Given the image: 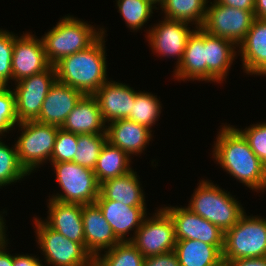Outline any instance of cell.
<instances>
[{
	"mask_svg": "<svg viewBox=\"0 0 266 266\" xmlns=\"http://www.w3.org/2000/svg\"><path fill=\"white\" fill-rule=\"evenodd\" d=\"M144 256L130 242H120L113 248L100 253L94 263L97 266H143Z\"/></svg>",
	"mask_w": 266,
	"mask_h": 266,
	"instance_id": "cell-29",
	"label": "cell"
},
{
	"mask_svg": "<svg viewBox=\"0 0 266 266\" xmlns=\"http://www.w3.org/2000/svg\"><path fill=\"white\" fill-rule=\"evenodd\" d=\"M187 208L218 226L223 232L234 227L246 213L230 192L208 180H201Z\"/></svg>",
	"mask_w": 266,
	"mask_h": 266,
	"instance_id": "cell-4",
	"label": "cell"
},
{
	"mask_svg": "<svg viewBox=\"0 0 266 266\" xmlns=\"http://www.w3.org/2000/svg\"><path fill=\"white\" fill-rule=\"evenodd\" d=\"M98 102L93 95H83L60 127L77 135L107 134Z\"/></svg>",
	"mask_w": 266,
	"mask_h": 266,
	"instance_id": "cell-21",
	"label": "cell"
},
{
	"mask_svg": "<svg viewBox=\"0 0 266 266\" xmlns=\"http://www.w3.org/2000/svg\"><path fill=\"white\" fill-rule=\"evenodd\" d=\"M238 130L246 138L252 151L266 166V123H257L244 130Z\"/></svg>",
	"mask_w": 266,
	"mask_h": 266,
	"instance_id": "cell-37",
	"label": "cell"
},
{
	"mask_svg": "<svg viewBox=\"0 0 266 266\" xmlns=\"http://www.w3.org/2000/svg\"><path fill=\"white\" fill-rule=\"evenodd\" d=\"M210 4L200 28L211 35L229 39L238 46L245 39L255 20L254 13L215 1Z\"/></svg>",
	"mask_w": 266,
	"mask_h": 266,
	"instance_id": "cell-9",
	"label": "cell"
},
{
	"mask_svg": "<svg viewBox=\"0 0 266 266\" xmlns=\"http://www.w3.org/2000/svg\"><path fill=\"white\" fill-rule=\"evenodd\" d=\"M208 0H165L160 8L164 11V18L169 20L185 21L202 26L207 11Z\"/></svg>",
	"mask_w": 266,
	"mask_h": 266,
	"instance_id": "cell-28",
	"label": "cell"
},
{
	"mask_svg": "<svg viewBox=\"0 0 266 266\" xmlns=\"http://www.w3.org/2000/svg\"><path fill=\"white\" fill-rule=\"evenodd\" d=\"M136 94L137 91L125 83L108 80L93 96L98 102L104 122L108 124L126 119L132 113V103Z\"/></svg>",
	"mask_w": 266,
	"mask_h": 266,
	"instance_id": "cell-15",
	"label": "cell"
},
{
	"mask_svg": "<svg viewBox=\"0 0 266 266\" xmlns=\"http://www.w3.org/2000/svg\"><path fill=\"white\" fill-rule=\"evenodd\" d=\"M82 221L85 248L95 259L102 250L107 251L121 241L115 236L112 227L105 220L96 203L83 205Z\"/></svg>",
	"mask_w": 266,
	"mask_h": 266,
	"instance_id": "cell-16",
	"label": "cell"
},
{
	"mask_svg": "<svg viewBox=\"0 0 266 266\" xmlns=\"http://www.w3.org/2000/svg\"><path fill=\"white\" fill-rule=\"evenodd\" d=\"M29 32L16 36L12 54V81L32 76L47 70L49 64L42 39L35 38Z\"/></svg>",
	"mask_w": 266,
	"mask_h": 266,
	"instance_id": "cell-14",
	"label": "cell"
},
{
	"mask_svg": "<svg viewBox=\"0 0 266 266\" xmlns=\"http://www.w3.org/2000/svg\"><path fill=\"white\" fill-rule=\"evenodd\" d=\"M48 216L42 220L47 226L73 242L85 247L84 228L81 204L63 203L54 199L48 200Z\"/></svg>",
	"mask_w": 266,
	"mask_h": 266,
	"instance_id": "cell-18",
	"label": "cell"
},
{
	"mask_svg": "<svg viewBox=\"0 0 266 266\" xmlns=\"http://www.w3.org/2000/svg\"><path fill=\"white\" fill-rule=\"evenodd\" d=\"M105 32L102 28V36L89 48L57 62L54 65L56 80L77 89L83 95H93L107 82Z\"/></svg>",
	"mask_w": 266,
	"mask_h": 266,
	"instance_id": "cell-2",
	"label": "cell"
},
{
	"mask_svg": "<svg viewBox=\"0 0 266 266\" xmlns=\"http://www.w3.org/2000/svg\"><path fill=\"white\" fill-rule=\"evenodd\" d=\"M242 57V66L248 75H263L266 73V19H258L245 39L238 45Z\"/></svg>",
	"mask_w": 266,
	"mask_h": 266,
	"instance_id": "cell-22",
	"label": "cell"
},
{
	"mask_svg": "<svg viewBox=\"0 0 266 266\" xmlns=\"http://www.w3.org/2000/svg\"><path fill=\"white\" fill-rule=\"evenodd\" d=\"M238 46L229 39L211 35L204 31L205 64L207 81L221 83L227 78Z\"/></svg>",
	"mask_w": 266,
	"mask_h": 266,
	"instance_id": "cell-20",
	"label": "cell"
},
{
	"mask_svg": "<svg viewBox=\"0 0 266 266\" xmlns=\"http://www.w3.org/2000/svg\"><path fill=\"white\" fill-rule=\"evenodd\" d=\"M51 165L54 167L56 180L63 193H57L49 199L81 205L95 203L99 196L100 184L92 169L73 161L51 163Z\"/></svg>",
	"mask_w": 266,
	"mask_h": 266,
	"instance_id": "cell-7",
	"label": "cell"
},
{
	"mask_svg": "<svg viewBox=\"0 0 266 266\" xmlns=\"http://www.w3.org/2000/svg\"><path fill=\"white\" fill-rule=\"evenodd\" d=\"M78 135L62 130H58L56 135L54 150L51 156V163L71 162L77 152Z\"/></svg>",
	"mask_w": 266,
	"mask_h": 266,
	"instance_id": "cell-35",
	"label": "cell"
},
{
	"mask_svg": "<svg viewBox=\"0 0 266 266\" xmlns=\"http://www.w3.org/2000/svg\"><path fill=\"white\" fill-rule=\"evenodd\" d=\"M8 240L0 243V266H13V256L6 252Z\"/></svg>",
	"mask_w": 266,
	"mask_h": 266,
	"instance_id": "cell-42",
	"label": "cell"
},
{
	"mask_svg": "<svg viewBox=\"0 0 266 266\" xmlns=\"http://www.w3.org/2000/svg\"><path fill=\"white\" fill-rule=\"evenodd\" d=\"M35 233L45 262L53 266H92L93 256L78 242H73L47 226L41 218H34Z\"/></svg>",
	"mask_w": 266,
	"mask_h": 266,
	"instance_id": "cell-8",
	"label": "cell"
},
{
	"mask_svg": "<svg viewBox=\"0 0 266 266\" xmlns=\"http://www.w3.org/2000/svg\"><path fill=\"white\" fill-rule=\"evenodd\" d=\"M95 203L121 242L131 241L147 216L146 207H130L113 200H96ZM132 229H135L134 235L127 238Z\"/></svg>",
	"mask_w": 266,
	"mask_h": 266,
	"instance_id": "cell-19",
	"label": "cell"
},
{
	"mask_svg": "<svg viewBox=\"0 0 266 266\" xmlns=\"http://www.w3.org/2000/svg\"><path fill=\"white\" fill-rule=\"evenodd\" d=\"M215 2L233 8L247 10L254 13L255 0H214Z\"/></svg>",
	"mask_w": 266,
	"mask_h": 266,
	"instance_id": "cell-40",
	"label": "cell"
},
{
	"mask_svg": "<svg viewBox=\"0 0 266 266\" xmlns=\"http://www.w3.org/2000/svg\"><path fill=\"white\" fill-rule=\"evenodd\" d=\"M130 156L119 147L106 141L93 169L98 183L130 172Z\"/></svg>",
	"mask_w": 266,
	"mask_h": 266,
	"instance_id": "cell-27",
	"label": "cell"
},
{
	"mask_svg": "<svg viewBox=\"0 0 266 266\" xmlns=\"http://www.w3.org/2000/svg\"><path fill=\"white\" fill-rule=\"evenodd\" d=\"M254 16L258 19H266V0H255Z\"/></svg>",
	"mask_w": 266,
	"mask_h": 266,
	"instance_id": "cell-43",
	"label": "cell"
},
{
	"mask_svg": "<svg viewBox=\"0 0 266 266\" xmlns=\"http://www.w3.org/2000/svg\"><path fill=\"white\" fill-rule=\"evenodd\" d=\"M148 1H150L155 6V4L161 5L165 0H148Z\"/></svg>",
	"mask_w": 266,
	"mask_h": 266,
	"instance_id": "cell-45",
	"label": "cell"
},
{
	"mask_svg": "<svg viewBox=\"0 0 266 266\" xmlns=\"http://www.w3.org/2000/svg\"><path fill=\"white\" fill-rule=\"evenodd\" d=\"M152 130L128 119L110 122L106 127L107 141L131 155L143 153L152 139Z\"/></svg>",
	"mask_w": 266,
	"mask_h": 266,
	"instance_id": "cell-23",
	"label": "cell"
},
{
	"mask_svg": "<svg viewBox=\"0 0 266 266\" xmlns=\"http://www.w3.org/2000/svg\"><path fill=\"white\" fill-rule=\"evenodd\" d=\"M116 4L127 27L133 31L141 29L152 16L153 9H158L148 0H117Z\"/></svg>",
	"mask_w": 266,
	"mask_h": 266,
	"instance_id": "cell-31",
	"label": "cell"
},
{
	"mask_svg": "<svg viewBox=\"0 0 266 266\" xmlns=\"http://www.w3.org/2000/svg\"><path fill=\"white\" fill-rule=\"evenodd\" d=\"M212 153L221 168L240 183L252 191L266 190V166L238 128L225 124L217 134Z\"/></svg>",
	"mask_w": 266,
	"mask_h": 266,
	"instance_id": "cell-1",
	"label": "cell"
},
{
	"mask_svg": "<svg viewBox=\"0 0 266 266\" xmlns=\"http://www.w3.org/2000/svg\"><path fill=\"white\" fill-rule=\"evenodd\" d=\"M169 214L176 240H199L213 246H224V232L208 220L193 213L187 207H163Z\"/></svg>",
	"mask_w": 266,
	"mask_h": 266,
	"instance_id": "cell-12",
	"label": "cell"
},
{
	"mask_svg": "<svg viewBox=\"0 0 266 266\" xmlns=\"http://www.w3.org/2000/svg\"><path fill=\"white\" fill-rule=\"evenodd\" d=\"M1 140V137H0ZM29 175L18 160L16 145L11 148L0 141V188L16 183Z\"/></svg>",
	"mask_w": 266,
	"mask_h": 266,
	"instance_id": "cell-33",
	"label": "cell"
},
{
	"mask_svg": "<svg viewBox=\"0 0 266 266\" xmlns=\"http://www.w3.org/2000/svg\"><path fill=\"white\" fill-rule=\"evenodd\" d=\"M266 257V218L247 216L224 232L223 261Z\"/></svg>",
	"mask_w": 266,
	"mask_h": 266,
	"instance_id": "cell-5",
	"label": "cell"
},
{
	"mask_svg": "<svg viewBox=\"0 0 266 266\" xmlns=\"http://www.w3.org/2000/svg\"><path fill=\"white\" fill-rule=\"evenodd\" d=\"M3 218V215L0 213V243L6 240V228H5V222Z\"/></svg>",
	"mask_w": 266,
	"mask_h": 266,
	"instance_id": "cell-44",
	"label": "cell"
},
{
	"mask_svg": "<svg viewBox=\"0 0 266 266\" xmlns=\"http://www.w3.org/2000/svg\"><path fill=\"white\" fill-rule=\"evenodd\" d=\"M106 141L107 134L78 135L77 152L73 162L93 170Z\"/></svg>",
	"mask_w": 266,
	"mask_h": 266,
	"instance_id": "cell-32",
	"label": "cell"
},
{
	"mask_svg": "<svg viewBox=\"0 0 266 266\" xmlns=\"http://www.w3.org/2000/svg\"><path fill=\"white\" fill-rule=\"evenodd\" d=\"M82 96L77 89L55 80L36 121L61 127Z\"/></svg>",
	"mask_w": 266,
	"mask_h": 266,
	"instance_id": "cell-17",
	"label": "cell"
},
{
	"mask_svg": "<svg viewBox=\"0 0 266 266\" xmlns=\"http://www.w3.org/2000/svg\"><path fill=\"white\" fill-rule=\"evenodd\" d=\"M13 266H45L36 256L18 254L13 256Z\"/></svg>",
	"mask_w": 266,
	"mask_h": 266,
	"instance_id": "cell-41",
	"label": "cell"
},
{
	"mask_svg": "<svg viewBox=\"0 0 266 266\" xmlns=\"http://www.w3.org/2000/svg\"><path fill=\"white\" fill-rule=\"evenodd\" d=\"M177 80L207 81V66L205 64L204 30L195 28L187 40L184 56L174 70Z\"/></svg>",
	"mask_w": 266,
	"mask_h": 266,
	"instance_id": "cell-25",
	"label": "cell"
},
{
	"mask_svg": "<svg viewBox=\"0 0 266 266\" xmlns=\"http://www.w3.org/2000/svg\"><path fill=\"white\" fill-rule=\"evenodd\" d=\"M102 36L87 22L73 16L62 17L55 27L41 37L47 60L54 66L61 59L93 45Z\"/></svg>",
	"mask_w": 266,
	"mask_h": 266,
	"instance_id": "cell-3",
	"label": "cell"
},
{
	"mask_svg": "<svg viewBox=\"0 0 266 266\" xmlns=\"http://www.w3.org/2000/svg\"><path fill=\"white\" fill-rule=\"evenodd\" d=\"M156 211L150 218L145 217L130 241L145 258L174 251L177 241L169 214L163 208Z\"/></svg>",
	"mask_w": 266,
	"mask_h": 266,
	"instance_id": "cell-10",
	"label": "cell"
},
{
	"mask_svg": "<svg viewBox=\"0 0 266 266\" xmlns=\"http://www.w3.org/2000/svg\"><path fill=\"white\" fill-rule=\"evenodd\" d=\"M18 124L14 92L9 87H0V135L15 129L13 127Z\"/></svg>",
	"mask_w": 266,
	"mask_h": 266,
	"instance_id": "cell-36",
	"label": "cell"
},
{
	"mask_svg": "<svg viewBox=\"0 0 266 266\" xmlns=\"http://www.w3.org/2000/svg\"><path fill=\"white\" fill-rule=\"evenodd\" d=\"M56 80L54 66L15 83V112L18 123L36 121L51 85Z\"/></svg>",
	"mask_w": 266,
	"mask_h": 266,
	"instance_id": "cell-11",
	"label": "cell"
},
{
	"mask_svg": "<svg viewBox=\"0 0 266 266\" xmlns=\"http://www.w3.org/2000/svg\"><path fill=\"white\" fill-rule=\"evenodd\" d=\"M143 266H180L174 251L144 258Z\"/></svg>",
	"mask_w": 266,
	"mask_h": 266,
	"instance_id": "cell-38",
	"label": "cell"
},
{
	"mask_svg": "<svg viewBox=\"0 0 266 266\" xmlns=\"http://www.w3.org/2000/svg\"><path fill=\"white\" fill-rule=\"evenodd\" d=\"M224 246H213L199 240H177L174 252L180 266H222Z\"/></svg>",
	"mask_w": 266,
	"mask_h": 266,
	"instance_id": "cell-26",
	"label": "cell"
},
{
	"mask_svg": "<svg viewBox=\"0 0 266 266\" xmlns=\"http://www.w3.org/2000/svg\"><path fill=\"white\" fill-rule=\"evenodd\" d=\"M160 103L155 95L139 91L132 103V113L126 119L151 129L160 117L162 108Z\"/></svg>",
	"mask_w": 266,
	"mask_h": 266,
	"instance_id": "cell-30",
	"label": "cell"
},
{
	"mask_svg": "<svg viewBox=\"0 0 266 266\" xmlns=\"http://www.w3.org/2000/svg\"><path fill=\"white\" fill-rule=\"evenodd\" d=\"M16 35L0 30V87H7L12 80V54Z\"/></svg>",
	"mask_w": 266,
	"mask_h": 266,
	"instance_id": "cell-34",
	"label": "cell"
},
{
	"mask_svg": "<svg viewBox=\"0 0 266 266\" xmlns=\"http://www.w3.org/2000/svg\"><path fill=\"white\" fill-rule=\"evenodd\" d=\"M138 177L133 169L125 175L105 180L100 183L96 200H113L130 207H146L145 194Z\"/></svg>",
	"mask_w": 266,
	"mask_h": 266,
	"instance_id": "cell-24",
	"label": "cell"
},
{
	"mask_svg": "<svg viewBox=\"0 0 266 266\" xmlns=\"http://www.w3.org/2000/svg\"><path fill=\"white\" fill-rule=\"evenodd\" d=\"M223 262L225 266H266V257L241 258Z\"/></svg>",
	"mask_w": 266,
	"mask_h": 266,
	"instance_id": "cell-39",
	"label": "cell"
},
{
	"mask_svg": "<svg viewBox=\"0 0 266 266\" xmlns=\"http://www.w3.org/2000/svg\"><path fill=\"white\" fill-rule=\"evenodd\" d=\"M188 22L165 19L155 24L152 29L147 30L148 43L152 52H156L161 57H178L176 67L180 64L184 56L187 40L192 32L188 27Z\"/></svg>",
	"mask_w": 266,
	"mask_h": 266,
	"instance_id": "cell-13",
	"label": "cell"
},
{
	"mask_svg": "<svg viewBox=\"0 0 266 266\" xmlns=\"http://www.w3.org/2000/svg\"><path fill=\"white\" fill-rule=\"evenodd\" d=\"M21 135L16 141L18 160L30 175L45 161H50L59 126L38 121H26L18 124ZM44 162V163H43Z\"/></svg>",
	"mask_w": 266,
	"mask_h": 266,
	"instance_id": "cell-6",
	"label": "cell"
}]
</instances>
